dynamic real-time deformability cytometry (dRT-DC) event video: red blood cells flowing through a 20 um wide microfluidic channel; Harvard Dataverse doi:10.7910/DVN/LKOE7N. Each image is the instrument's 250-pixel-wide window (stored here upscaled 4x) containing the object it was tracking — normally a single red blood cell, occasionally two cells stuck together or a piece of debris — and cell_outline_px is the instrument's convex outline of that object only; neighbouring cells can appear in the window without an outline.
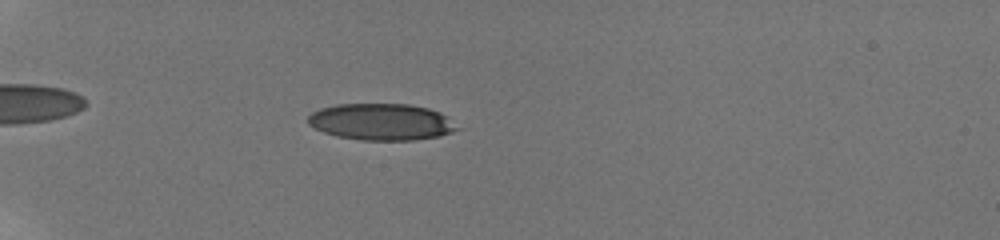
{"species": "human", "species_latin": "Homo sapiens", "temperature_condition": "room temperature", "stored_images_in_passage": 12, "camera_frame_rate_fps": 3000, "um_per_image_px": 0.085, "donor": {"sex": "male"}, "frame": {"image": 1, "passage_image": 9, "time_ms": 5.667, "image_size_px": [1000, 240], "cell_outline_px": [[464, 128], [440, 136], [412, 140], [364, 140], [336, 136], [324, 132], [308, 124], [308, 116], [312, 112], [320, 108], [336, 104], [408, 104], [428, 108], [440, 112]], "centroid_in_image_um": [32.46, 10.36], "position_along_channel_um": 52.5, "area_um2": 32.02}}
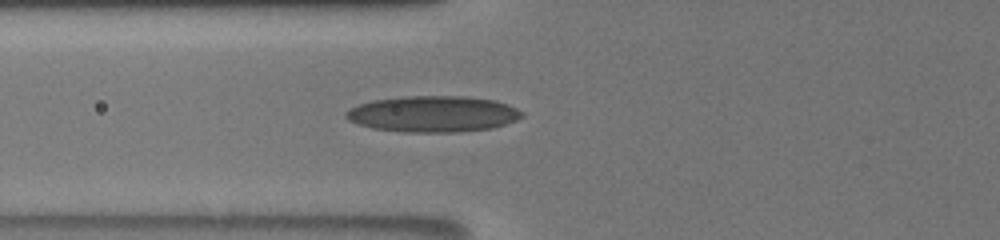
{"frame": {"image": 2, "passage_image": 12, "time_ms": 7.667, "image_size_px": [1000, 240], "cell_outline_px": [[524, 116], [516, 120], [492, 128], [456, 132], [404, 132], [372, 128], [356, 124], [348, 120], [344, 116], [344, 112], [360, 104], [372, 100], [404, 96], [468, 96], [496, 100], [508, 104], [524, 112]], "centroid_in_image_um": [36.81, 9.68], "position_along_channel_um": 89.0, "area_um2": 37.28}}